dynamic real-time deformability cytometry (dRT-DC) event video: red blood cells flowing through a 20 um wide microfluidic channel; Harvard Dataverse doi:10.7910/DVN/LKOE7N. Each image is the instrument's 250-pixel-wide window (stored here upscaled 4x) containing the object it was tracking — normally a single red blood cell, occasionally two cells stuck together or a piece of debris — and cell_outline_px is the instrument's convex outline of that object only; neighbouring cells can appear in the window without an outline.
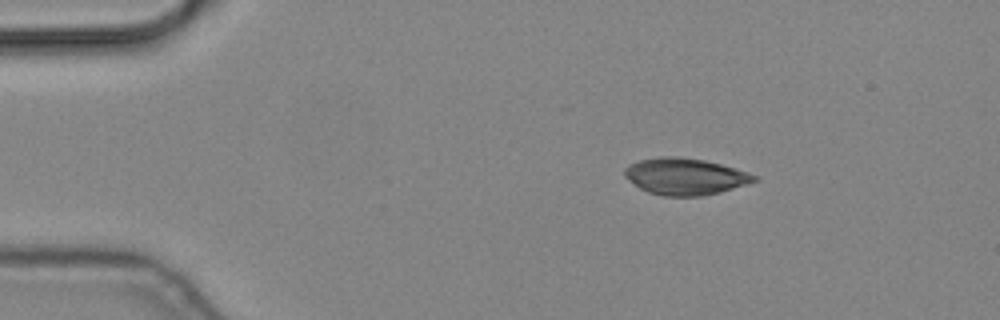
{"species": "common noctule bat (a hibernating species)", "species_latin": "Nyctalus noctula", "temperature_condition": "cold", "stored_images_in_passage": 3, "camera_frame_rate_fps": 3000, "um_per_image_px": 0.085, "animal": {"sex": "male", "body_mass_g": 19.2, "forearm_length_mm": 51.8}, "frame": {"image": 1, "passage_image": 1, "time_ms": 0.0, "image_size_px": [1000, 320], "cell_outline_px": [[760, 180], [720, 192], [704, 196], [664, 196], [648, 192], [640, 188], [628, 180], [624, 176], [624, 168], [628, 164], [640, 160], [660, 156], [680, 156], [704, 160], [720, 164], [748, 172], [760, 176]], "centroid_in_image_um": [58.24, 14.99], "position_along_channel_um": 26.8, "area_um2": 27.92}}